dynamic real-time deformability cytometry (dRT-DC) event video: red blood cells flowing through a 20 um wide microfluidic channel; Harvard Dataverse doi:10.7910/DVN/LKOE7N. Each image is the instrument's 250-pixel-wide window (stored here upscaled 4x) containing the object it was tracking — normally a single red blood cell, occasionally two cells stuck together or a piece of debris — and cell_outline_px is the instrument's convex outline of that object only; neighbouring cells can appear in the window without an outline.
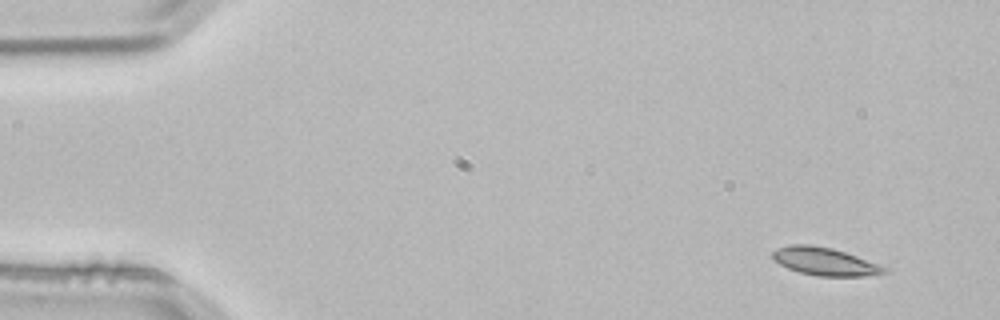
{"species": "common noctule bat (a hibernating species)", "species_latin": "Nyctalus noctula", "temperature_condition": "room temperature", "stored_images_in_passage": 3, "segment_of_instrument_passage": [2, 2], "camera_frame_rate_fps": 3000, "um_per_image_px": 0.085, "animal": {"sex": "male", "body_mass_g": 21.5, "forearm_length_mm": 52.0}, "frame": {"image": 1, "passage_image": 3, "time_ms": 0.667, "image_size_px": [1000, 320], "cell_outline_px": [[888, 272], [876, 276], [820, 276], [800, 272], [788, 268], [772, 260], [772, 252], [776, 248], [788, 244], [808, 244], [832, 248], [856, 256], [888, 268]], "centroid_in_image_um": [70.1, 22.22], "position_along_channel_um": 14.9, "area_um2": 18.21}}